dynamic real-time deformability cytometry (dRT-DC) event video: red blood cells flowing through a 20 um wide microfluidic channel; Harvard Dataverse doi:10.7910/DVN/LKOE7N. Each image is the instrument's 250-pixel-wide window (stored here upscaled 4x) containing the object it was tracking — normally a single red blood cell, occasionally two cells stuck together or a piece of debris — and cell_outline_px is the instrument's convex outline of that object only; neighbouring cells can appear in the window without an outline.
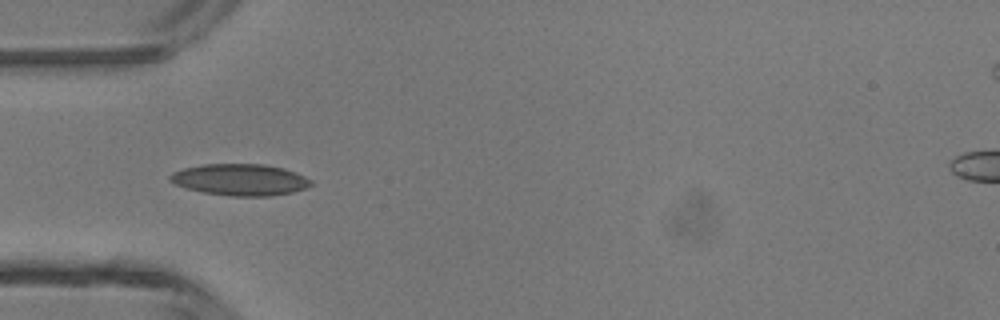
{"species": "common noctule bat (a hibernating species)", "species_latin": "Nyctalus noctula", "temperature_condition": "room temperature", "stored_images_in_passage": 3, "camera_frame_rate_fps": 3000, "um_per_image_px": 0.085, "animal": {"sex": "male", "body_mass_g": 13.3}, "frame": {"image": 1, "passage_image": 3, "time_ms": 2.333, "image_size_px": [1000, 320], "cell_outline_px": [[312, 184], [308, 188], [292, 192], [272, 196], [232, 196], [204, 192], [188, 188], [176, 184], [168, 180], [168, 176], [172, 172], [184, 168], [204, 164], [264, 164], [284, 168], [296, 172], [312, 180]], "centroid_in_image_um": [20.44, 15.27], "position_along_channel_um": 64.6, "area_um2": 25.95}}